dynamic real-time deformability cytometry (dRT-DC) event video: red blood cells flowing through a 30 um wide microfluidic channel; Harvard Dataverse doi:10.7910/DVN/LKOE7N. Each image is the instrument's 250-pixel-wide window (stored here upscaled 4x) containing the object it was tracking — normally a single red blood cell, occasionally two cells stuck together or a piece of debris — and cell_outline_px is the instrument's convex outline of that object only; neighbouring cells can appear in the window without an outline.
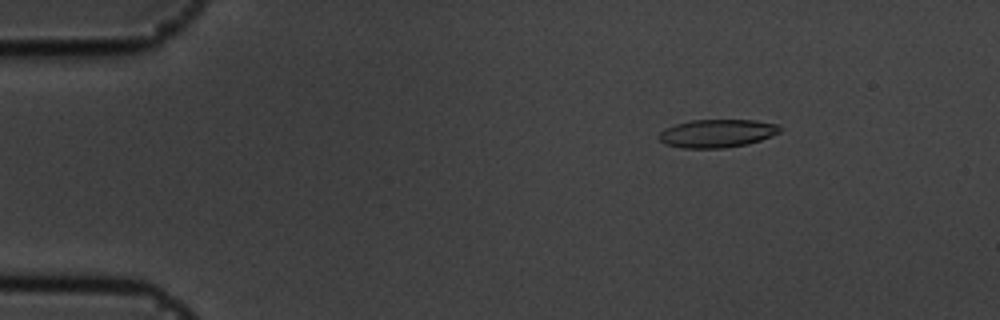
{"species": "common noctule bat (a hibernating species)", "species_latin": "Nyctalus noctula", "temperature_condition": "cold", "stored_images_in_passage": 57, "camera_frame_rate_fps": 3000, "um_per_image_px": 0.085, "animal": {"sex": "male", "body_mass_g": 19.5, "forearm_length_mm": 54.6}, "frame": {"image": 1, "passage_image": 9, "time_ms": 2.667, "image_size_px": [1000, 320], "cell_outline_px": [[784, 128], [780, 132], [772, 136], [748, 144], [724, 148], [680, 148], [664, 144], [656, 136], [664, 128], [676, 124], [692, 120], [756, 120], [780, 124]], "centroid_in_image_um": [60.97, 11.33], "position_along_channel_um": 24.0, "area_um2": 20.17}}
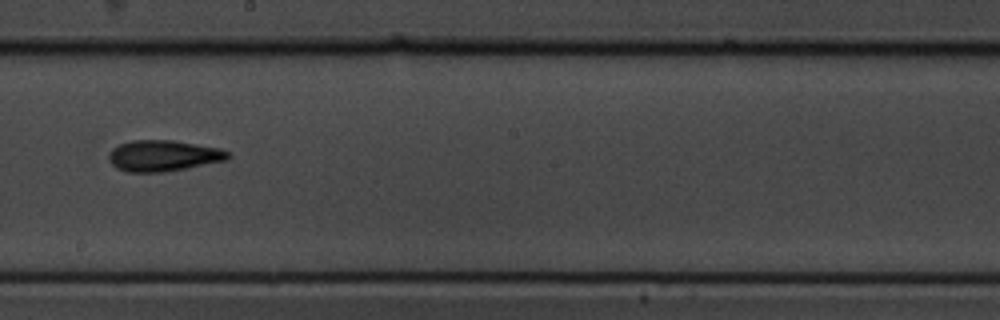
{"frame": {"image": 2, "passage_image": 33, "time_ms": 10.667, "image_size_px": [1000, 320], "cell_outline_px": [[232, 156], [228, 160], [164, 172], [124, 172], [116, 168], [112, 164], [108, 156], [108, 152], [112, 148], [120, 144], [132, 140], [172, 140], [220, 148], [228, 152]], "centroid_in_image_um": [13.87, 13.24], "position_along_channel_um": 234.3, "area_um2": 21.68}}
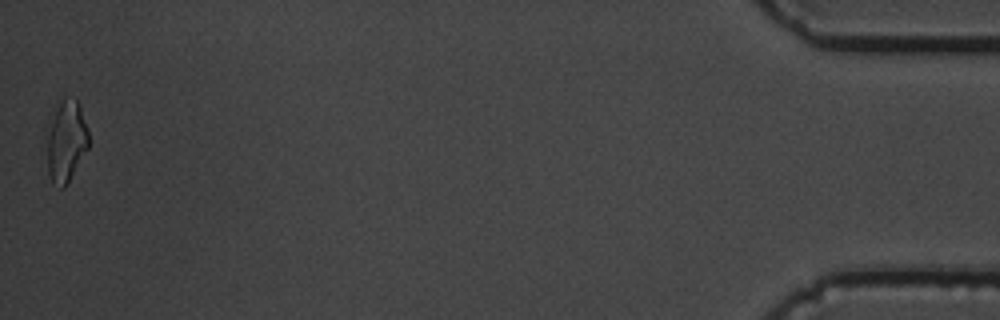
{"frame": {"image": 3, "passage_image": 57, "time_ms": 18.667, "image_size_px": [1000, 320], "cell_outline_px": [[88, 148], [68, 184], [64, 188], [60, 188], [52, 184], [48, 172], [48, 136], [56, 100], [64, 96], [76, 100], [80, 108], [88, 132]], "centroid_in_image_um": [5.62, 12.01], "position_along_channel_um": 429.6, "area_um2": 19.77}, "authors_computed_cell_mechanics": {"area_um2": 20.1722, "velocity_mm_per_s": 3.5708, "shape_relaxation_time_tau1_ms": 5.8481, "shape_relaxation_time_tau2_ms": 6.4284, "deformation_change_tau1": 0.1406, "deformation_change_tau2": 0.1777}}